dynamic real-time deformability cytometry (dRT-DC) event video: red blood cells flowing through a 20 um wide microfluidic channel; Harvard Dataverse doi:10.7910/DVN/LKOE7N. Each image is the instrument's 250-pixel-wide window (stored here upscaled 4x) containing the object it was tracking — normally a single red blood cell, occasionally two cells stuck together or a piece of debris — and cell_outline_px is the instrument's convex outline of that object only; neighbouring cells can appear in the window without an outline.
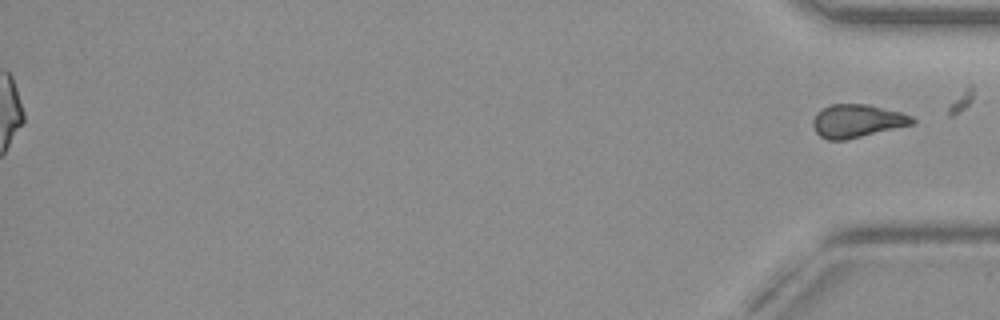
{"species": "common noctule bat (a hibernating species)", "species_latin": "Nyctalus noctula", "temperature_condition": "warm", "stored_images_in_passage": 50, "segment_of_instrument_passage": [2, 2], "camera_frame_rate_fps": 3000, "um_per_image_px": 0.085, "animal": {"sex": "female", "body_mass_g": 19.3, "forearm_length_mm": 54.1}, "frame": {"image": 1, "passage_image": 50, "time_ms": 16.333, "image_size_px": [1000, 320], "cell_outline_px": [[916, 124], [844, 140], [828, 140], [820, 136], [816, 132], [812, 124], [812, 120], [816, 112], [820, 108], [832, 104], [868, 104], [900, 112], [912, 116], [916, 120]], "centroid_in_image_um": [72.85, 10.27], "position_along_channel_um": 362.4, "area_um2": 19.36}}